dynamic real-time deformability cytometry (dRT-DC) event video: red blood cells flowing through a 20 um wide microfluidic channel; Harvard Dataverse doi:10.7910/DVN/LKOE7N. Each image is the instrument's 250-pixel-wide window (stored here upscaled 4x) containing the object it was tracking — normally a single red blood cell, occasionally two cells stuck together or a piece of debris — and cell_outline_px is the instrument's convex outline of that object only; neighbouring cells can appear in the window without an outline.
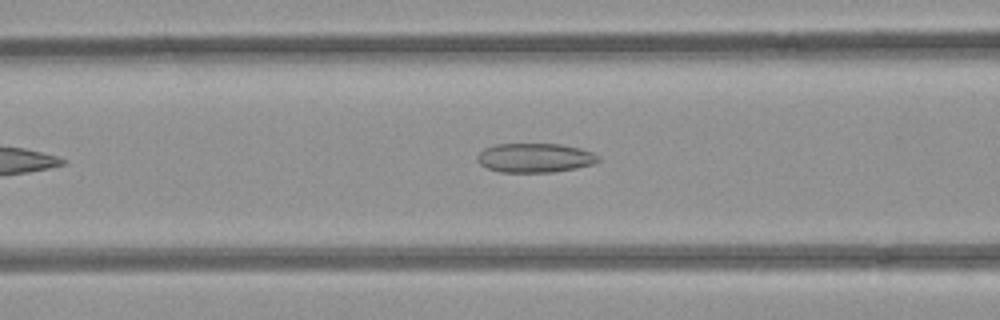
{"species": "common noctule bat (a hibernating species)", "species_latin": "Nyctalus noctula", "temperature_condition": "room temperature", "stored_images_in_passage": 29, "camera_frame_rate_fps": 3000, "um_per_image_px": 0.085, "animal": {"sex": "female", "body_mass_g": 21.9}, "frame": {"image": 1, "passage_image": 12, "time_ms": 3.667, "image_size_px": [1000, 320], "cell_outline_px": [[600, 160], [592, 164], [576, 168], [552, 172], [500, 172], [488, 168], [480, 164], [476, 160], [476, 156], [484, 148], [496, 144], [560, 144], [580, 148], [592, 152], [600, 156]], "centroid_in_image_um": [45.46, 13.41], "position_along_channel_um": 121.1, "area_um2": 20.63}}
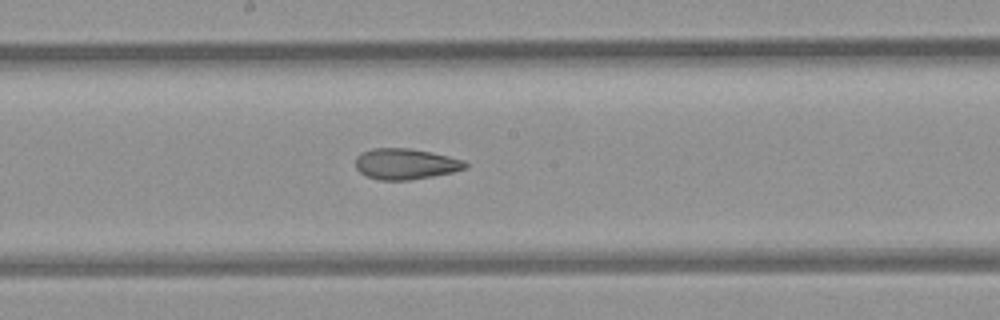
{"frame": {"image": 2, "passage_image": 19, "time_ms": 6.0, "image_size_px": [1000, 320], "cell_outline_px": [[468, 168], [452, 172], [432, 176], [408, 180], [380, 180], [368, 176], [360, 172], [356, 168], [356, 156], [372, 148], [408, 148], [448, 156], [464, 160], [468, 164]], "centroid_in_image_um": [34.48, 13.93], "position_along_channel_um": 213.7, "area_um2": 19.54}}
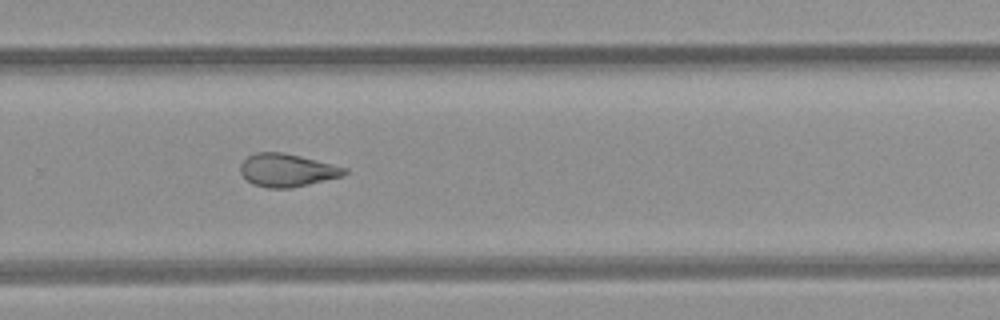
{"frame": {"image": 3, "passage_image": 26, "time_ms": 8.333, "image_size_px": [1000, 320], "cell_outline_px": [[348, 172], [344, 176], [292, 188], [268, 188], [252, 184], [240, 172], [240, 164], [248, 156], [256, 152], [280, 152], [300, 156], [348, 168]], "centroid_in_image_um": [24.41, 14.47], "position_along_channel_um": 305.4, "area_um2": 20.0}}